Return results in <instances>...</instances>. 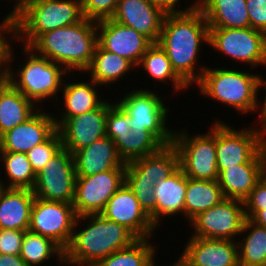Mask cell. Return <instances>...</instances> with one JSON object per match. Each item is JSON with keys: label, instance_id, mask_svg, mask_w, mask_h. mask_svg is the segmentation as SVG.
<instances>
[{"label": "cell", "instance_id": "obj_1", "mask_svg": "<svg viewBox=\"0 0 266 266\" xmlns=\"http://www.w3.org/2000/svg\"><path fill=\"white\" fill-rule=\"evenodd\" d=\"M157 43L167 53L176 74L189 87L200 81L207 66H200L196 71V65L202 43L209 45V26L195 4L187 11L165 15Z\"/></svg>", "mask_w": 266, "mask_h": 266}, {"label": "cell", "instance_id": "obj_2", "mask_svg": "<svg viewBox=\"0 0 266 266\" xmlns=\"http://www.w3.org/2000/svg\"><path fill=\"white\" fill-rule=\"evenodd\" d=\"M81 223L87 227L78 230ZM136 240L138 238L126 227L101 214L77 216L71 240L64 249V266H94L113 252L131 246Z\"/></svg>", "mask_w": 266, "mask_h": 266}, {"label": "cell", "instance_id": "obj_3", "mask_svg": "<svg viewBox=\"0 0 266 266\" xmlns=\"http://www.w3.org/2000/svg\"><path fill=\"white\" fill-rule=\"evenodd\" d=\"M97 44L96 21L84 18L74 25L41 34L29 47L68 73L83 74L92 62Z\"/></svg>", "mask_w": 266, "mask_h": 266}, {"label": "cell", "instance_id": "obj_4", "mask_svg": "<svg viewBox=\"0 0 266 266\" xmlns=\"http://www.w3.org/2000/svg\"><path fill=\"white\" fill-rule=\"evenodd\" d=\"M11 45L8 54V68L5 75L8 80L18 91L23 93L35 105L44 100L57 98L62 88L63 79L69 76L61 65L50 61L48 58L38 55L29 46H21L23 53L27 55L25 64L18 65V70L11 69L14 60V48ZM29 56V57H28ZM13 60V61H12ZM14 70V72H13ZM17 74V75H16ZM67 74V75H66ZM16 78V79H15ZM58 93V94H57Z\"/></svg>", "mask_w": 266, "mask_h": 266}, {"label": "cell", "instance_id": "obj_5", "mask_svg": "<svg viewBox=\"0 0 266 266\" xmlns=\"http://www.w3.org/2000/svg\"><path fill=\"white\" fill-rule=\"evenodd\" d=\"M252 72L223 67L206 68L196 84L200 95L230 106L242 114L258 111L259 76Z\"/></svg>", "mask_w": 266, "mask_h": 266}, {"label": "cell", "instance_id": "obj_6", "mask_svg": "<svg viewBox=\"0 0 266 266\" xmlns=\"http://www.w3.org/2000/svg\"><path fill=\"white\" fill-rule=\"evenodd\" d=\"M14 17L15 40L25 46L47 31L74 25L85 18L81 0H31Z\"/></svg>", "mask_w": 266, "mask_h": 266}, {"label": "cell", "instance_id": "obj_7", "mask_svg": "<svg viewBox=\"0 0 266 266\" xmlns=\"http://www.w3.org/2000/svg\"><path fill=\"white\" fill-rule=\"evenodd\" d=\"M158 92L150 89L132 90L116 104L130 117L134 130L150 131L163 145L173 143L174 130L168 129L169 108Z\"/></svg>", "mask_w": 266, "mask_h": 266}, {"label": "cell", "instance_id": "obj_8", "mask_svg": "<svg viewBox=\"0 0 266 266\" xmlns=\"http://www.w3.org/2000/svg\"><path fill=\"white\" fill-rule=\"evenodd\" d=\"M205 134L191 136L186 130H174L173 145L179 154V167L196 180H217L216 120Z\"/></svg>", "mask_w": 266, "mask_h": 266}, {"label": "cell", "instance_id": "obj_9", "mask_svg": "<svg viewBox=\"0 0 266 266\" xmlns=\"http://www.w3.org/2000/svg\"><path fill=\"white\" fill-rule=\"evenodd\" d=\"M252 126L236 129L217 119L216 160L217 169L250 162L266 146V130Z\"/></svg>", "mask_w": 266, "mask_h": 266}, {"label": "cell", "instance_id": "obj_10", "mask_svg": "<svg viewBox=\"0 0 266 266\" xmlns=\"http://www.w3.org/2000/svg\"><path fill=\"white\" fill-rule=\"evenodd\" d=\"M209 47L252 69L266 65V34L249 28H209Z\"/></svg>", "mask_w": 266, "mask_h": 266}, {"label": "cell", "instance_id": "obj_11", "mask_svg": "<svg viewBox=\"0 0 266 266\" xmlns=\"http://www.w3.org/2000/svg\"><path fill=\"white\" fill-rule=\"evenodd\" d=\"M76 178L74 156L62 147L36 174L32 191L42 200L73 204Z\"/></svg>", "mask_w": 266, "mask_h": 266}, {"label": "cell", "instance_id": "obj_12", "mask_svg": "<svg viewBox=\"0 0 266 266\" xmlns=\"http://www.w3.org/2000/svg\"><path fill=\"white\" fill-rule=\"evenodd\" d=\"M244 202L224 198L219 204L199 213L190 221L193 237L237 241L244 224Z\"/></svg>", "mask_w": 266, "mask_h": 266}, {"label": "cell", "instance_id": "obj_13", "mask_svg": "<svg viewBox=\"0 0 266 266\" xmlns=\"http://www.w3.org/2000/svg\"><path fill=\"white\" fill-rule=\"evenodd\" d=\"M76 218L73 204L35 197L28 230L52 239L64 250L71 240Z\"/></svg>", "mask_w": 266, "mask_h": 266}, {"label": "cell", "instance_id": "obj_14", "mask_svg": "<svg viewBox=\"0 0 266 266\" xmlns=\"http://www.w3.org/2000/svg\"><path fill=\"white\" fill-rule=\"evenodd\" d=\"M125 172L126 168H115L90 176H77L73 201L76 215L100 214L125 183Z\"/></svg>", "mask_w": 266, "mask_h": 266}, {"label": "cell", "instance_id": "obj_15", "mask_svg": "<svg viewBox=\"0 0 266 266\" xmlns=\"http://www.w3.org/2000/svg\"><path fill=\"white\" fill-rule=\"evenodd\" d=\"M105 102L97 109L66 119L58 128L63 148L72 154L106 136V116L114 104Z\"/></svg>", "mask_w": 266, "mask_h": 266}, {"label": "cell", "instance_id": "obj_16", "mask_svg": "<svg viewBox=\"0 0 266 266\" xmlns=\"http://www.w3.org/2000/svg\"><path fill=\"white\" fill-rule=\"evenodd\" d=\"M96 28L98 44L103 49L126 58L135 67L153 44L132 27L119 24L111 18L96 21Z\"/></svg>", "mask_w": 266, "mask_h": 266}, {"label": "cell", "instance_id": "obj_17", "mask_svg": "<svg viewBox=\"0 0 266 266\" xmlns=\"http://www.w3.org/2000/svg\"><path fill=\"white\" fill-rule=\"evenodd\" d=\"M100 214L108 220L123 225L138 239L151 238L157 229L126 183L109 199Z\"/></svg>", "mask_w": 266, "mask_h": 266}, {"label": "cell", "instance_id": "obj_18", "mask_svg": "<svg viewBox=\"0 0 266 266\" xmlns=\"http://www.w3.org/2000/svg\"><path fill=\"white\" fill-rule=\"evenodd\" d=\"M179 168V154L172 144L163 145L157 152L126 164L125 183L145 184L149 188L168 178Z\"/></svg>", "mask_w": 266, "mask_h": 266}, {"label": "cell", "instance_id": "obj_19", "mask_svg": "<svg viewBox=\"0 0 266 266\" xmlns=\"http://www.w3.org/2000/svg\"><path fill=\"white\" fill-rule=\"evenodd\" d=\"M41 108L39 107L25 122L0 137V151L27 153L46 141L57 130L54 114L45 113Z\"/></svg>", "mask_w": 266, "mask_h": 266}, {"label": "cell", "instance_id": "obj_20", "mask_svg": "<svg viewBox=\"0 0 266 266\" xmlns=\"http://www.w3.org/2000/svg\"><path fill=\"white\" fill-rule=\"evenodd\" d=\"M165 15L148 0H119L111 19L132 27L152 43H157Z\"/></svg>", "mask_w": 266, "mask_h": 266}, {"label": "cell", "instance_id": "obj_21", "mask_svg": "<svg viewBox=\"0 0 266 266\" xmlns=\"http://www.w3.org/2000/svg\"><path fill=\"white\" fill-rule=\"evenodd\" d=\"M266 173V146L248 163L222 170L218 176L224 198L244 201Z\"/></svg>", "mask_w": 266, "mask_h": 266}, {"label": "cell", "instance_id": "obj_22", "mask_svg": "<svg viewBox=\"0 0 266 266\" xmlns=\"http://www.w3.org/2000/svg\"><path fill=\"white\" fill-rule=\"evenodd\" d=\"M193 266H239L237 241L191 236L181 254Z\"/></svg>", "mask_w": 266, "mask_h": 266}, {"label": "cell", "instance_id": "obj_23", "mask_svg": "<svg viewBox=\"0 0 266 266\" xmlns=\"http://www.w3.org/2000/svg\"><path fill=\"white\" fill-rule=\"evenodd\" d=\"M76 176H90L115 168H126L115 143L107 136L94 141L73 154Z\"/></svg>", "mask_w": 266, "mask_h": 266}, {"label": "cell", "instance_id": "obj_24", "mask_svg": "<svg viewBox=\"0 0 266 266\" xmlns=\"http://www.w3.org/2000/svg\"><path fill=\"white\" fill-rule=\"evenodd\" d=\"M34 199L31 189L4 188L0 193V229L27 231Z\"/></svg>", "mask_w": 266, "mask_h": 266}, {"label": "cell", "instance_id": "obj_25", "mask_svg": "<svg viewBox=\"0 0 266 266\" xmlns=\"http://www.w3.org/2000/svg\"><path fill=\"white\" fill-rule=\"evenodd\" d=\"M63 81L61 91L63 93L62 98L63 105L66 109H63L61 117H54L56 127L58 128L66 119L82 113H87L99 108L105 101L98 94L100 86L92 79L83 82L72 81L71 83ZM100 97V98H99Z\"/></svg>", "mask_w": 266, "mask_h": 266}, {"label": "cell", "instance_id": "obj_26", "mask_svg": "<svg viewBox=\"0 0 266 266\" xmlns=\"http://www.w3.org/2000/svg\"><path fill=\"white\" fill-rule=\"evenodd\" d=\"M209 28H249L246 0H195Z\"/></svg>", "mask_w": 266, "mask_h": 266}, {"label": "cell", "instance_id": "obj_27", "mask_svg": "<svg viewBox=\"0 0 266 266\" xmlns=\"http://www.w3.org/2000/svg\"><path fill=\"white\" fill-rule=\"evenodd\" d=\"M6 78L0 80V137L29 119L38 109Z\"/></svg>", "mask_w": 266, "mask_h": 266}, {"label": "cell", "instance_id": "obj_28", "mask_svg": "<svg viewBox=\"0 0 266 266\" xmlns=\"http://www.w3.org/2000/svg\"><path fill=\"white\" fill-rule=\"evenodd\" d=\"M156 199V228L164 216L184 215V201L187 188V176L179 167L168 178L154 186Z\"/></svg>", "mask_w": 266, "mask_h": 266}, {"label": "cell", "instance_id": "obj_29", "mask_svg": "<svg viewBox=\"0 0 266 266\" xmlns=\"http://www.w3.org/2000/svg\"><path fill=\"white\" fill-rule=\"evenodd\" d=\"M135 69V66L126 58L103 49L97 44L95 53L90 66L84 71L89 73L90 79L98 85L105 87L107 84L112 85L116 81L120 82L121 78Z\"/></svg>", "mask_w": 266, "mask_h": 266}, {"label": "cell", "instance_id": "obj_30", "mask_svg": "<svg viewBox=\"0 0 266 266\" xmlns=\"http://www.w3.org/2000/svg\"><path fill=\"white\" fill-rule=\"evenodd\" d=\"M224 199L217 180H196L187 177L184 216L191 221L199 213L214 207Z\"/></svg>", "mask_w": 266, "mask_h": 266}, {"label": "cell", "instance_id": "obj_31", "mask_svg": "<svg viewBox=\"0 0 266 266\" xmlns=\"http://www.w3.org/2000/svg\"><path fill=\"white\" fill-rule=\"evenodd\" d=\"M242 236L244 238L240 240ZM239 240L237 244L240 266H266V227L246 218Z\"/></svg>", "mask_w": 266, "mask_h": 266}, {"label": "cell", "instance_id": "obj_32", "mask_svg": "<svg viewBox=\"0 0 266 266\" xmlns=\"http://www.w3.org/2000/svg\"><path fill=\"white\" fill-rule=\"evenodd\" d=\"M142 67L149 77L156 82H166L173 86V90H188L189 86L176 74L167 53L158 43H153L141 58L137 68ZM168 81H171L168 82Z\"/></svg>", "mask_w": 266, "mask_h": 266}, {"label": "cell", "instance_id": "obj_33", "mask_svg": "<svg viewBox=\"0 0 266 266\" xmlns=\"http://www.w3.org/2000/svg\"><path fill=\"white\" fill-rule=\"evenodd\" d=\"M117 153L121 160L127 164L144 156L157 152L163 144L148 130L130 129L125 136H115Z\"/></svg>", "mask_w": 266, "mask_h": 266}, {"label": "cell", "instance_id": "obj_34", "mask_svg": "<svg viewBox=\"0 0 266 266\" xmlns=\"http://www.w3.org/2000/svg\"><path fill=\"white\" fill-rule=\"evenodd\" d=\"M20 257L27 266H41L51 257L64 266V250L52 239L29 230L23 236Z\"/></svg>", "mask_w": 266, "mask_h": 266}, {"label": "cell", "instance_id": "obj_35", "mask_svg": "<svg viewBox=\"0 0 266 266\" xmlns=\"http://www.w3.org/2000/svg\"><path fill=\"white\" fill-rule=\"evenodd\" d=\"M150 239H138L131 246L113 252L94 266H157V249L155 244L150 243Z\"/></svg>", "mask_w": 266, "mask_h": 266}, {"label": "cell", "instance_id": "obj_36", "mask_svg": "<svg viewBox=\"0 0 266 266\" xmlns=\"http://www.w3.org/2000/svg\"><path fill=\"white\" fill-rule=\"evenodd\" d=\"M0 163L5 171L8 183L4 188L31 189L34 186L36 174L26 153L0 151Z\"/></svg>", "mask_w": 266, "mask_h": 266}, {"label": "cell", "instance_id": "obj_37", "mask_svg": "<svg viewBox=\"0 0 266 266\" xmlns=\"http://www.w3.org/2000/svg\"><path fill=\"white\" fill-rule=\"evenodd\" d=\"M63 147L60 134L56 130L46 141L30 149L26 155L32 169L37 174L44 165Z\"/></svg>", "mask_w": 266, "mask_h": 266}, {"label": "cell", "instance_id": "obj_38", "mask_svg": "<svg viewBox=\"0 0 266 266\" xmlns=\"http://www.w3.org/2000/svg\"><path fill=\"white\" fill-rule=\"evenodd\" d=\"M13 41H15V17L8 13L0 23V77L2 78H5L7 72L8 54L13 45L10 42Z\"/></svg>", "mask_w": 266, "mask_h": 266}, {"label": "cell", "instance_id": "obj_39", "mask_svg": "<svg viewBox=\"0 0 266 266\" xmlns=\"http://www.w3.org/2000/svg\"><path fill=\"white\" fill-rule=\"evenodd\" d=\"M106 136L111 140L115 136H125L130 131V117L114 102L106 116Z\"/></svg>", "mask_w": 266, "mask_h": 266}, {"label": "cell", "instance_id": "obj_40", "mask_svg": "<svg viewBox=\"0 0 266 266\" xmlns=\"http://www.w3.org/2000/svg\"><path fill=\"white\" fill-rule=\"evenodd\" d=\"M119 0H81L85 18L94 21L111 18Z\"/></svg>", "mask_w": 266, "mask_h": 266}, {"label": "cell", "instance_id": "obj_41", "mask_svg": "<svg viewBox=\"0 0 266 266\" xmlns=\"http://www.w3.org/2000/svg\"><path fill=\"white\" fill-rule=\"evenodd\" d=\"M243 202L245 217L249 219H252L260 210L266 209V173Z\"/></svg>", "mask_w": 266, "mask_h": 266}, {"label": "cell", "instance_id": "obj_42", "mask_svg": "<svg viewBox=\"0 0 266 266\" xmlns=\"http://www.w3.org/2000/svg\"><path fill=\"white\" fill-rule=\"evenodd\" d=\"M138 199L141 208L150 217L156 227V199L154 197L155 188H149L145 184H127Z\"/></svg>", "mask_w": 266, "mask_h": 266}, {"label": "cell", "instance_id": "obj_43", "mask_svg": "<svg viewBox=\"0 0 266 266\" xmlns=\"http://www.w3.org/2000/svg\"><path fill=\"white\" fill-rule=\"evenodd\" d=\"M25 231L0 229V254L20 255Z\"/></svg>", "mask_w": 266, "mask_h": 266}, {"label": "cell", "instance_id": "obj_44", "mask_svg": "<svg viewBox=\"0 0 266 266\" xmlns=\"http://www.w3.org/2000/svg\"><path fill=\"white\" fill-rule=\"evenodd\" d=\"M250 27L266 34V0H246Z\"/></svg>", "mask_w": 266, "mask_h": 266}, {"label": "cell", "instance_id": "obj_45", "mask_svg": "<svg viewBox=\"0 0 266 266\" xmlns=\"http://www.w3.org/2000/svg\"><path fill=\"white\" fill-rule=\"evenodd\" d=\"M152 5L161 9L165 14L181 13L190 9L195 2L186 6L183 10L177 9L180 0H148Z\"/></svg>", "mask_w": 266, "mask_h": 266}, {"label": "cell", "instance_id": "obj_46", "mask_svg": "<svg viewBox=\"0 0 266 266\" xmlns=\"http://www.w3.org/2000/svg\"><path fill=\"white\" fill-rule=\"evenodd\" d=\"M262 86H264L263 89H265V94H263L265 95L264 96L265 98L263 100V104L262 103L258 104V108H259L258 110L260 112L258 111L257 114H259L258 120L259 122H261L259 123L260 127L266 130V80L262 76H259V90L262 88Z\"/></svg>", "mask_w": 266, "mask_h": 266}, {"label": "cell", "instance_id": "obj_47", "mask_svg": "<svg viewBox=\"0 0 266 266\" xmlns=\"http://www.w3.org/2000/svg\"><path fill=\"white\" fill-rule=\"evenodd\" d=\"M0 266H27L20 255L0 254Z\"/></svg>", "mask_w": 266, "mask_h": 266}, {"label": "cell", "instance_id": "obj_48", "mask_svg": "<svg viewBox=\"0 0 266 266\" xmlns=\"http://www.w3.org/2000/svg\"><path fill=\"white\" fill-rule=\"evenodd\" d=\"M251 220L258 225L266 227V209L260 210Z\"/></svg>", "mask_w": 266, "mask_h": 266}, {"label": "cell", "instance_id": "obj_49", "mask_svg": "<svg viewBox=\"0 0 266 266\" xmlns=\"http://www.w3.org/2000/svg\"><path fill=\"white\" fill-rule=\"evenodd\" d=\"M16 1V2H15ZM31 0H14V7L11 8L12 11H9V14L12 16H15L27 3H29Z\"/></svg>", "mask_w": 266, "mask_h": 266}, {"label": "cell", "instance_id": "obj_50", "mask_svg": "<svg viewBox=\"0 0 266 266\" xmlns=\"http://www.w3.org/2000/svg\"><path fill=\"white\" fill-rule=\"evenodd\" d=\"M157 266H159V265H157ZM172 266H193V265L186 258H184L181 255L177 260H175V262H173Z\"/></svg>", "mask_w": 266, "mask_h": 266}, {"label": "cell", "instance_id": "obj_51", "mask_svg": "<svg viewBox=\"0 0 266 266\" xmlns=\"http://www.w3.org/2000/svg\"><path fill=\"white\" fill-rule=\"evenodd\" d=\"M3 183H4L3 179L1 180L0 178V193L4 189Z\"/></svg>", "mask_w": 266, "mask_h": 266}]
</instances>
